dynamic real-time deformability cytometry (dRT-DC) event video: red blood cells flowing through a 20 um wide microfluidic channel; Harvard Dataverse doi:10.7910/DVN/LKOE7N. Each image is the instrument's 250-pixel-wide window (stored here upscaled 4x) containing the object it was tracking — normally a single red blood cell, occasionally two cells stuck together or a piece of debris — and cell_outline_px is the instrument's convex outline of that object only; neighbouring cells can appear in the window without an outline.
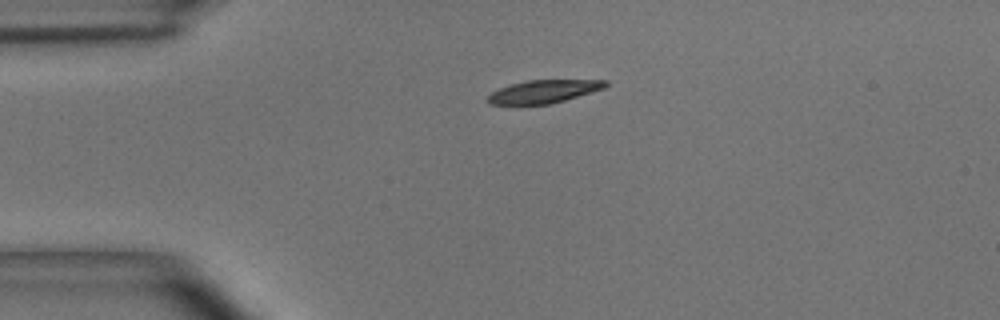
{"species": "common noctule bat (a hibernating species)", "species_latin": "Nyctalus noctula", "temperature_condition": "room temperature", "stored_images_in_passage": 37, "camera_frame_rate_fps": 3000, "um_per_image_px": 0.085, "animal": {"sex": "male", "body_mass_g": 15.6}, "frame": {"image": 1, "passage_image": 1, "time_ms": 0.0, "image_size_px": [1000, 320], "cell_outline_px": [[608, 84], [604, 88], [564, 100], [548, 104], [488, 104], [484, 100], [492, 92], [500, 88], [512, 84], [528, 80], [608, 80]], "centroid_in_image_um": [46.18, 7.77], "position_along_channel_um": 38.8, "area_um2": 15.55}}
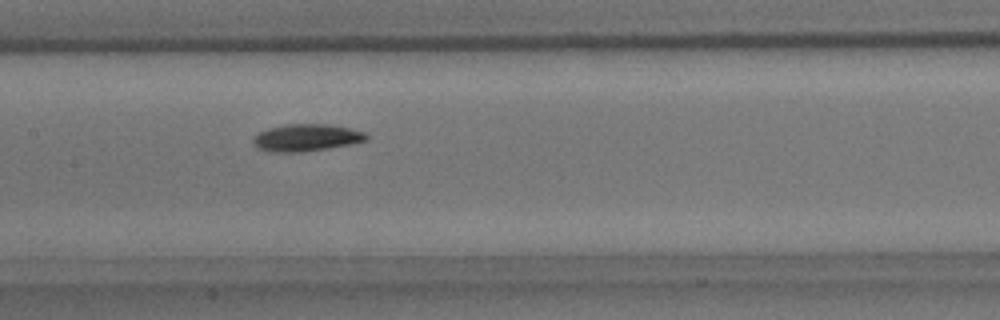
{"frame": {"image": 2, "passage_image": 15, "time_ms": 4.667, "image_size_px": [1000, 320], "cell_outline_px": [[368, 140], [328, 148], [300, 152], [268, 152], [252, 144], [252, 140], [260, 132], [268, 128], [288, 124], [324, 124], [348, 128], [364, 132], [368, 136]], "centroid_in_image_um": [26.01, 11.7], "position_along_channel_um": 181.4, "area_um2": 17.63}}
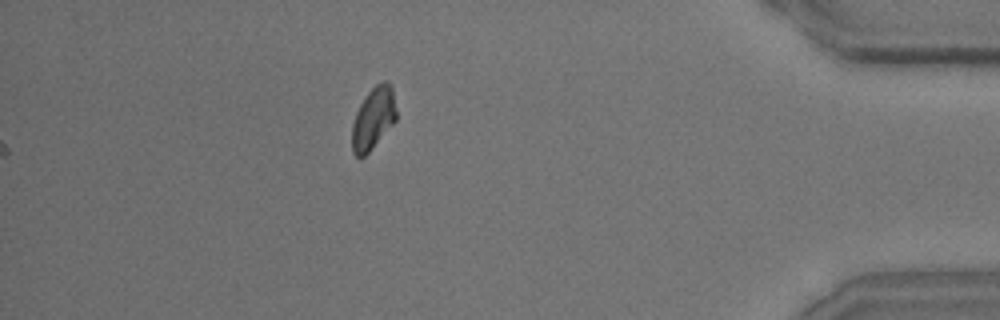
{"frame": {"image": 3, "passage_image": 37, "time_ms": 12.0, "image_size_px": [1000, 320], "cell_outline_px": [[396, 120], [372, 148], [364, 156], [356, 156], [352, 152], [352, 124], [356, 112], [360, 104], [368, 92], [376, 84], [384, 80], [388, 80], [392, 88], [396, 112]], "centroid_in_image_um": [31.72, 10.04], "position_along_channel_um": 403.5, "area_um2": 15.84}, "authors_computed_cell_mechanics": {"area_um2": 17.1088, "velocity_mm_per_s": 3.6408, "shape_relaxation_time_tau1_ms": 2.2038, "shape_relaxation_time_tau2_ms": 11.1642, "deformation_change_tau1": 0.1348, "deformation_change_tau2": 0.1568}}